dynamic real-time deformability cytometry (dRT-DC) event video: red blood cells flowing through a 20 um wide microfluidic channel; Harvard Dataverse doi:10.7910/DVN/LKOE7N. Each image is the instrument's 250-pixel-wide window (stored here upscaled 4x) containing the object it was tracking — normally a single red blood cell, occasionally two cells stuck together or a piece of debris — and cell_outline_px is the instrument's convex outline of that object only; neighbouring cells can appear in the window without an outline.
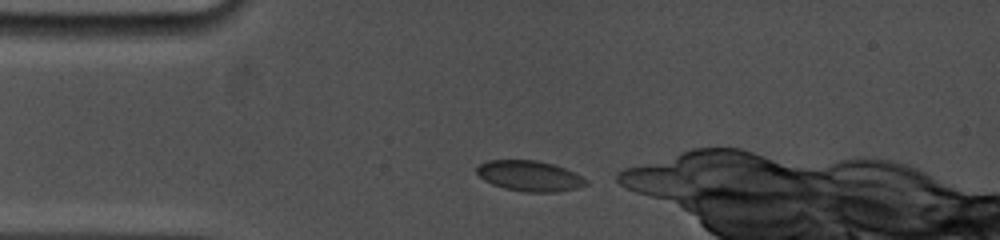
{"species": "common noctule bat (a hibernating species)", "species_latin": "Nyctalus noctula", "temperature_condition": "cold", "stored_images_in_passage": 6, "camera_frame_rate_fps": 5000, "um_per_image_px": 0.085, "animal": {"sex": "female", "body_mass_g": 19.0, "forearm_length_mm": 53.3}, "frame": {"image": 1, "passage_image": 1, "time_ms": 0.0, "image_size_px": [1000, 240], "cell_outline_px": [[588, 184], [580, 188], [556, 192], [524, 192], [504, 188], [492, 184], [484, 180], [476, 172], [476, 168], [480, 164], [488, 160], [536, 160], [552, 164], [576, 172], [588, 180]], "centroid_in_image_um": [45.05, 14.96], "position_along_channel_um": 40.0, "area_um2": 19.59}}
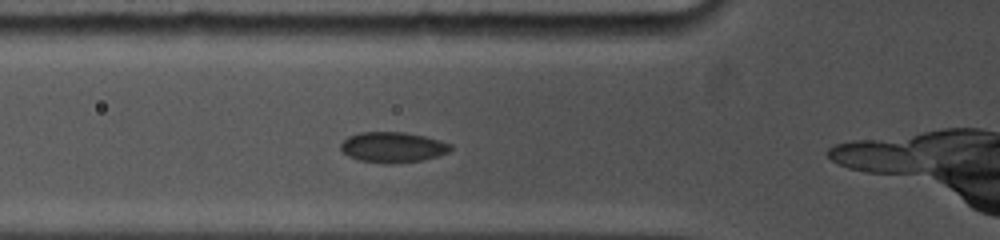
{"frame": {"image": 2, "passage_image": 5, "time_ms": 2.0, "image_size_px": [1000, 240], "cell_outline_px": [[452, 148], [448, 152], [424, 160], [392, 164], [384, 164], [360, 160], [348, 156], [340, 148], [340, 144], [348, 136], [360, 132], [404, 132], [424, 136], [440, 140], [452, 144]], "centroid_in_image_um": [33.39, 12.52], "position_along_channel_um": 92.4, "area_um2": 19.59}}